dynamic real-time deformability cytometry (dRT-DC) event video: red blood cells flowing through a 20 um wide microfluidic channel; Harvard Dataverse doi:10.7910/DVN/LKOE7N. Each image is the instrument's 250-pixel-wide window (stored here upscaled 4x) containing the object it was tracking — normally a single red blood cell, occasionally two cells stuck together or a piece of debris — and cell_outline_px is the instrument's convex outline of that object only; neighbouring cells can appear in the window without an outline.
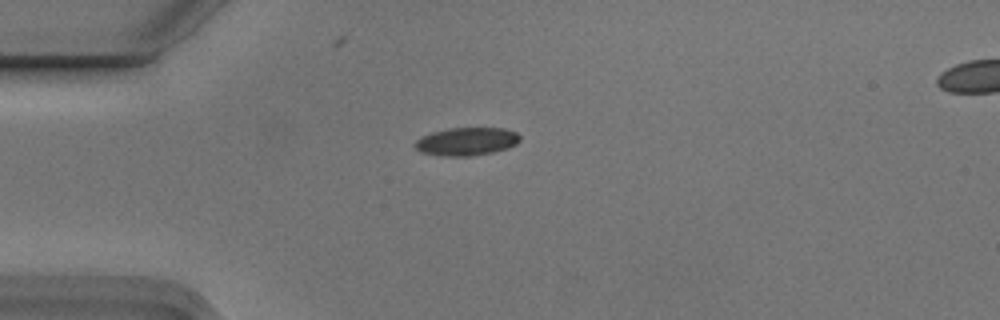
{"species": "Egyptian fruit bat (a non-hibernating species)", "species_latin": "Rousettus aegyptiacus", "temperature_condition": "cold", "stored_images_in_passage": 3, "camera_frame_rate_fps": 3000, "um_per_image_px": 0.085, "animal": {"sex": "male"}, "frame": {"image": 1, "passage_image": 1, "time_ms": 0.0, "image_size_px": [1000, 320], "cell_outline_px": [[520, 140], [516, 144], [508, 148], [492, 152], [468, 156], [440, 156], [420, 152], [412, 144], [416, 140], [432, 132], [448, 128], [504, 128], [516, 132], [520, 136]], "centroid_in_image_um": [39.65, 12.02], "position_along_channel_um": 45.4, "area_um2": 17.17}}